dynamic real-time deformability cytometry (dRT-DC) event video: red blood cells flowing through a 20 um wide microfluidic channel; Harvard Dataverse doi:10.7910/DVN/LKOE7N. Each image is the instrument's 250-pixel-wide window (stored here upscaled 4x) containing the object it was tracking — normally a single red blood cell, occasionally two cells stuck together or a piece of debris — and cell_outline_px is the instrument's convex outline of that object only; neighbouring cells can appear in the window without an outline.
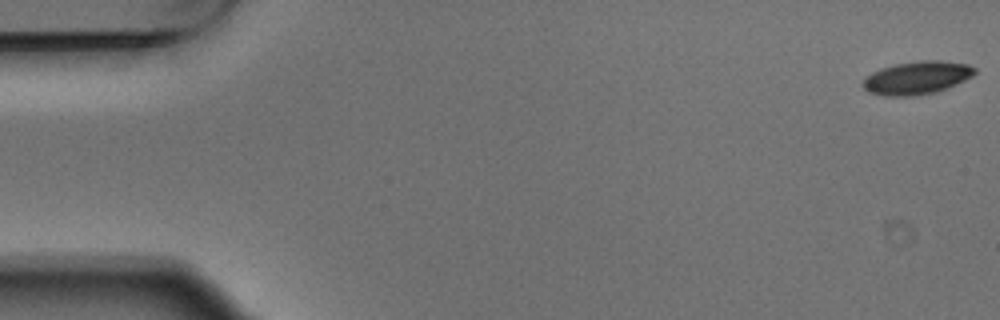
{"species": "Egyptian fruit bat (a non-hibernating species)", "species_latin": "Rousettus aegyptiacus", "temperature_condition": "warm", "stored_images_in_passage": 5, "camera_frame_rate_fps": 3000, "um_per_image_px": 0.085, "animal": {"sex": "male"}, "frame": {"image": 1, "passage_image": 1, "time_ms": 0.0, "image_size_px": [1000, 320], "cell_outline_px": [[976, 72], [972, 76], [964, 80], [936, 92], [912, 96], [884, 96], [868, 92], [864, 88], [864, 80], [872, 72], [896, 64], [920, 60], [936, 60], [968, 64], [976, 68]], "centroid_in_image_um": [77.95, 6.61], "position_along_channel_um": 7.0, "area_um2": 21.21}}
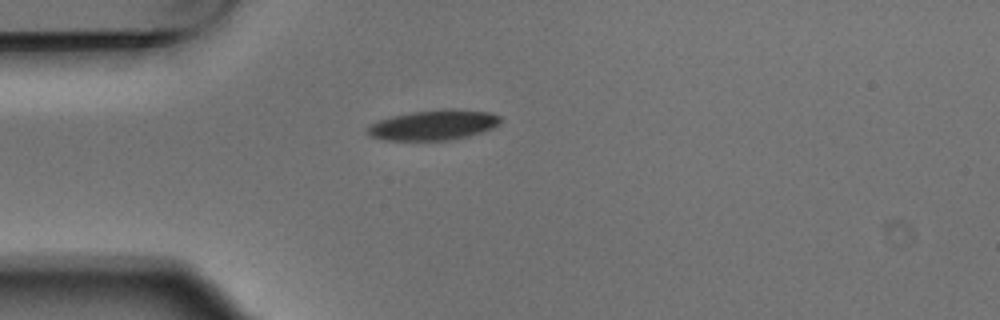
{"frame": {"image": 2, "passage_image": 4, "time_ms": 1.0, "image_size_px": [1000, 320], "cell_outline_px": [[500, 124], [484, 132], [468, 136], [448, 140], [384, 140], [372, 136], [368, 132], [368, 128], [372, 124], [380, 120], [392, 116], [412, 112], [440, 108], [452, 108], [488, 112], [500, 116]], "centroid_in_image_um": [36.91, 10.61], "position_along_channel_um": 48.1, "area_um2": 23.29}}